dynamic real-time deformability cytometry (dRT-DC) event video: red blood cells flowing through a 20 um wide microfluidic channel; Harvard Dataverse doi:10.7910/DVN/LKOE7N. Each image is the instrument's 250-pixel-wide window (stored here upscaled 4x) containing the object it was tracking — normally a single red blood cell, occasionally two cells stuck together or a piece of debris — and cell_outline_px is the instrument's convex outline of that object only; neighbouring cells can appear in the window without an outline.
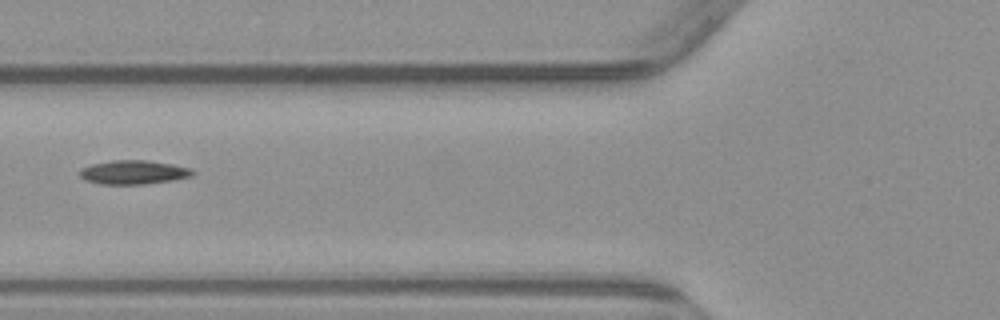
{"species": "common noctule bat (a hibernating species)", "species_latin": "Nyctalus noctula", "temperature_condition": "warm", "stored_images_in_passage": 5, "camera_frame_rate_fps": 3000, "um_per_image_px": 0.085, "animal": {"sex": "male", "body_mass_g": 23.1, "forearm_length_mm": 52.7}, "frame": {"image": 1, "passage_image": 5, "time_ms": 5.667, "image_size_px": [1000, 320], "cell_outline_px": [[196, 172], [192, 176], [172, 180], [144, 184], [100, 184], [84, 180], [80, 176], [80, 168], [92, 164], [112, 160], [148, 160], [172, 164], [192, 168]], "centroid_in_image_um": [11.35, 14.64], "position_along_channel_um": 114.4, "area_um2": 15.84}}